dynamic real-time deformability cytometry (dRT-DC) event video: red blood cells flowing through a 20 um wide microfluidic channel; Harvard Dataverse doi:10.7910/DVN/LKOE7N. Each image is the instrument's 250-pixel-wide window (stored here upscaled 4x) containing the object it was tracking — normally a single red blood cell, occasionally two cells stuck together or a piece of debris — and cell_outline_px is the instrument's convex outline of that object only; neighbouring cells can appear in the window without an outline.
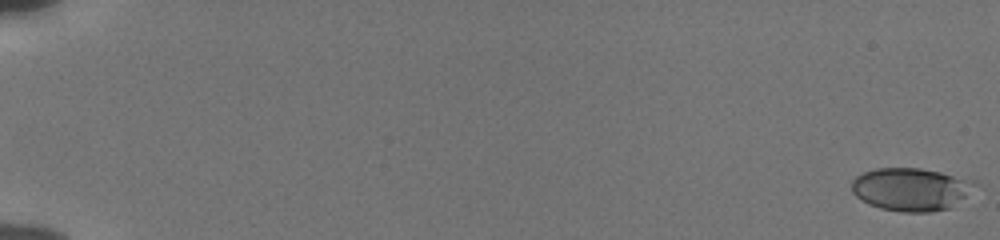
{"species": "human", "species_latin": "Homo sapiens", "temperature_condition": "cold", "stored_images_in_passage": 56, "camera_frame_rate_fps": 3000, "um_per_image_px": 0.085, "donor": {"sex": "male"}, "frame": {"image": 1, "passage_image": 1, "time_ms": 0.0, "image_size_px": [1000, 240], "cell_outline_px": [[980, 184], [948, 208], [932, 212], [900, 212], [880, 208], [868, 204], [860, 200], [852, 192], [852, 180], [856, 176], [864, 172], [876, 168], [920, 168], [940, 172], [976, 180]], "centroid_in_image_um": [77.42, 16.08], "position_along_channel_um": 7.6, "area_um2": 30.87}}
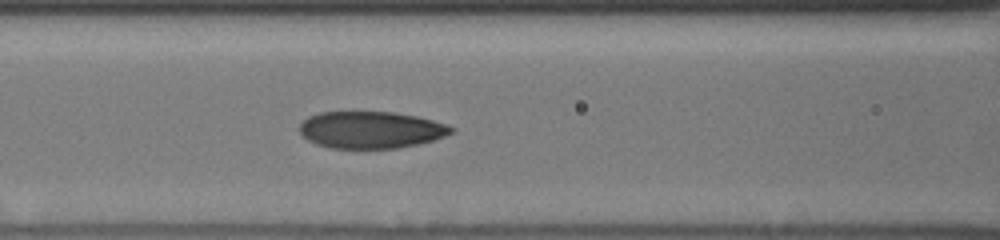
{"frame": {"image": 2, "passage_image": 27, "time_ms": 8.667, "image_size_px": [1000, 240], "cell_outline_px": [[456, 128], [452, 132], [444, 136], [432, 140], [416, 144], [396, 148], [332, 148], [316, 144], [308, 140], [300, 132], [300, 124], [308, 116], [320, 112], [396, 112], [416, 116], [432, 120]], "centroid_in_image_um": [31.51, 11.03], "position_along_channel_um": 135.1, "area_um2": 32.43}}
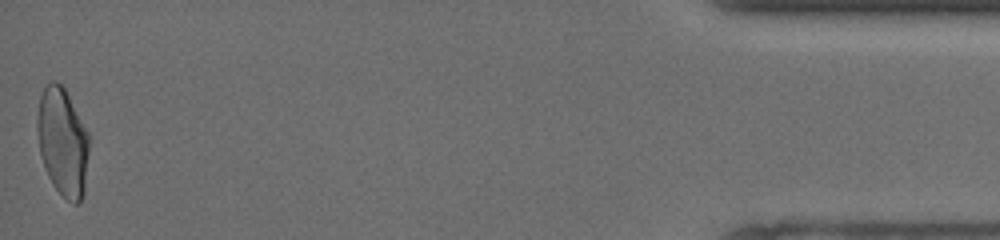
{"frame": {"image": 3, "passage_image": 56, "time_ms": 18.333, "image_size_px": [1000, 240], "cell_outline_px": [[88, 152], [84, 192], [80, 200], [76, 204], [72, 204], [52, 184], [48, 176], [40, 152], [36, 128], [36, 116], [40, 96], [44, 88], [52, 80], [56, 80], [64, 88], [88, 132]], "centroid_in_image_um": [5.3, 12.05], "position_along_channel_um": 429.9, "area_um2": 32.31}, "authors_computed_cell_mechanics": {"area_um2": 32.368, "velocity_mm_per_s": 3.8502, "shape_relaxation_time_tau1_ms": 4.6728, "shape_relaxation_time_tau2_ms": 1.0756, "deformation_change_tau1": 0.1755, "deformation_change_tau2": 0.0707}}